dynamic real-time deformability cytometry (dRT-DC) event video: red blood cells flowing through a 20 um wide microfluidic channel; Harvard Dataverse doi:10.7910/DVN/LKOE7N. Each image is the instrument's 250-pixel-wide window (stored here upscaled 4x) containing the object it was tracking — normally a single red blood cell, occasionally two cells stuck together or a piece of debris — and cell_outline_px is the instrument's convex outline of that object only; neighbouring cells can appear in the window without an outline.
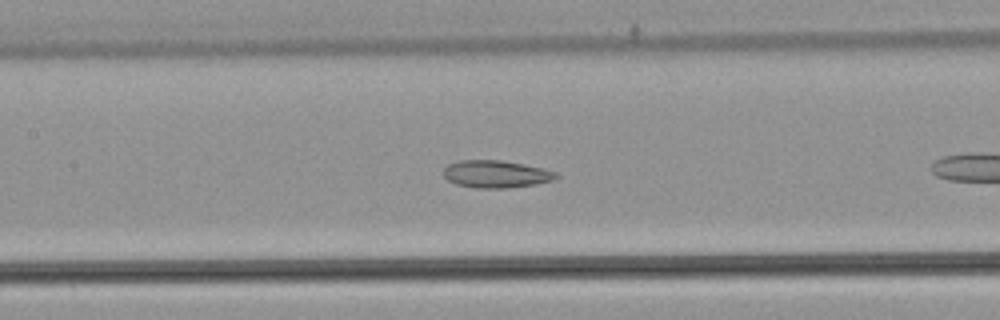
{"species": "common noctule bat (a hibernating species)", "species_latin": "Nyctalus noctula", "temperature_condition": "warm", "stored_images_in_passage": 30, "camera_frame_rate_fps": 3000, "um_per_image_px": 0.085, "animal": {"sex": "male", "body_mass_g": 21.5, "forearm_length_mm": 52.0}, "frame": {"image": 1, "passage_image": 13, "time_ms": 4.0, "image_size_px": [1000, 320], "cell_outline_px": [[556, 176], [552, 180], [536, 184], [508, 188], [476, 188], [456, 184], [448, 180], [444, 176], [444, 168], [448, 164], [460, 160], [500, 160], [524, 164], [544, 168], [556, 172]], "centroid_in_image_um": [42.14, 14.79], "position_along_channel_um": 165.3, "area_um2": 17.92}}
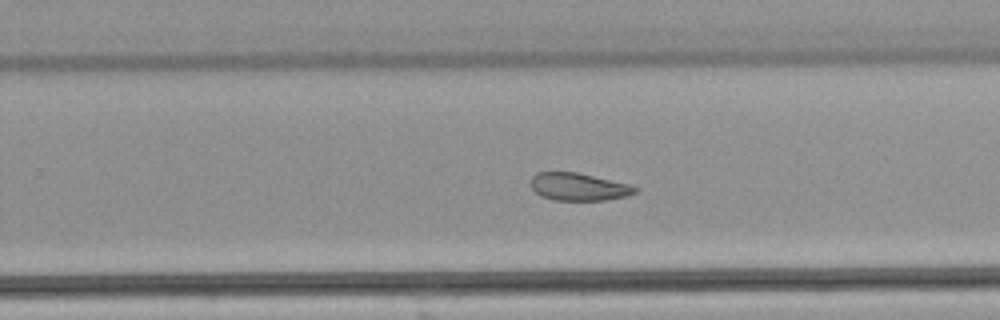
{"frame": {"image": 2, "passage_image": 22, "time_ms": 7.0, "image_size_px": [1000, 320], "cell_outline_px": [[636, 192], [624, 196], [604, 200], [552, 200], [540, 196], [532, 188], [532, 176], [536, 172], [576, 172], [628, 184], [636, 188]], "centroid_in_image_um": [49.12, 15.88], "position_along_channel_um": 280.7, "area_um2": 16.47}}
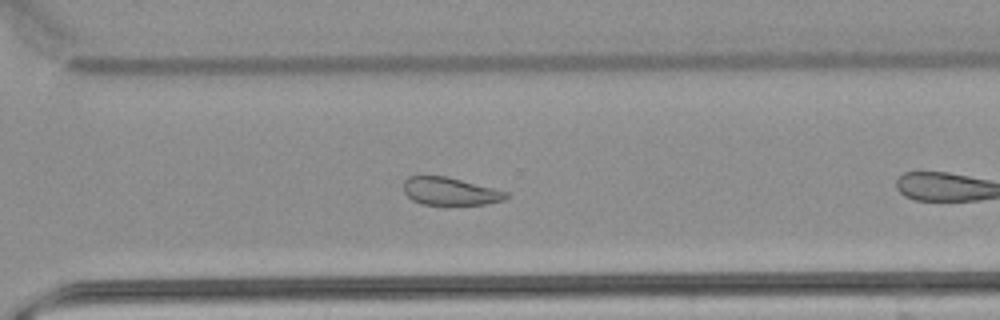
{"frame": {"image": 3, "passage_image": 26, "time_ms": 8.333, "image_size_px": [1000, 320], "cell_outline_px": [[508, 196], [504, 200], [484, 204], [444, 208], [424, 204], [412, 200], [404, 192], [404, 180], [408, 176], [448, 176], [508, 192]], "centroid_in_image_um": [38.25, 16.31], "position_along_channel_um": 332.4, "area_um2": 17.28}}